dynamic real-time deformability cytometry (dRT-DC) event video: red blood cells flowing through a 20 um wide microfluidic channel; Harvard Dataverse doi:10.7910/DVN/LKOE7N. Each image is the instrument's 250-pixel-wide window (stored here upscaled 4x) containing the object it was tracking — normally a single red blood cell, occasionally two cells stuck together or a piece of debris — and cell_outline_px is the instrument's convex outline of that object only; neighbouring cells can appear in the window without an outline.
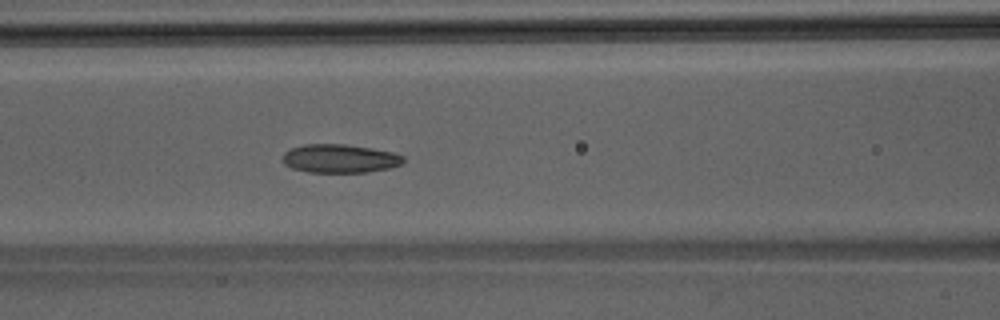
{"species": "Egyptian fruit bat (a non-hibernating species)", "species_latin": "Rousettus aegyptiacus", "temperature_condition": "room temperature", "stored_images_in_passage": 47, "camera_frame_rate_fps": 3000, "um_per_image_px": 0.085, "animal": {"sex": "male"}, "frame": {"image": 1, "passage_image": 20, "time_ms": 6.333, "image_size_px": [1000, 320], "cell_outline_px": [[404, 160], [400, 164], [388, 168], [368, 172], [308, 172], [292, 168], [284, 164], [280, 160], [284, 152], [292, 148], [304, 144], [344, 144], [372, 148], [396, 152], [404, 156]], "centroid_in_image_um": [28.86, 13.47], "position_along_channel_um": 137.7, "area_um2": 20.23}}
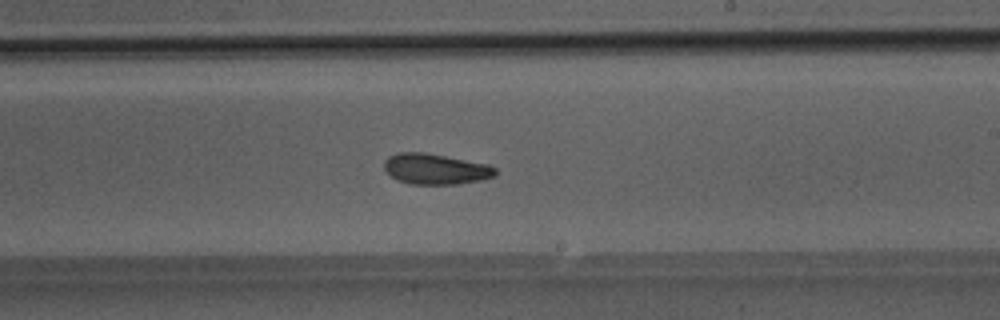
{"frame": {"image": 2, "passage_image": 28, "time_ms": 9.0, "image_size_px": [1000, 320], "cell_outline_px": [[496, 176], [480, 180], [456, 184], [408, 184], [396, 180], [384, 168], [384, 160], [388, 156], [396, 152], [424, 152], [488, 164], [496, 168]], "centroid_in_image_um": [37.0, 14.36], "position_along_channel_um": 252.0, "area_um2": 19.94}}
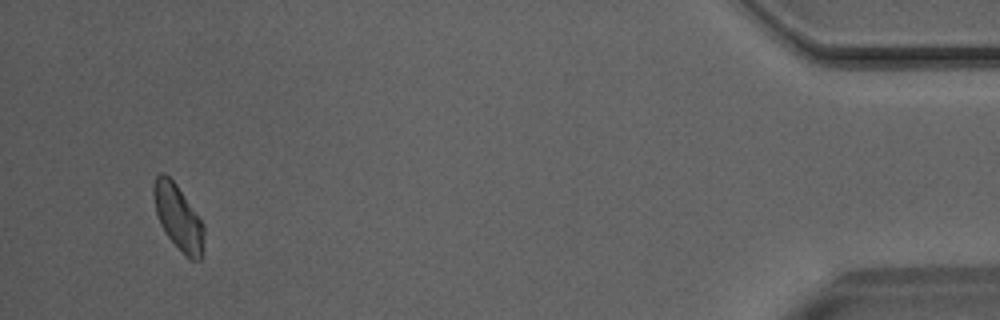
{"frame": {"image": 3, "passage_image": 45, "time_ms": 14.667, "image_size_px": [1000, 320], "cell_outline_px": [[204, 232], [200, 260], [192, 260], [164, 232], [160, 224], [156, 212], [152, 196], [152, 188], [156, 176], [160, 172], [164, 172], [176, 184], [204, 224]], "centroid_in_image_um": [15.11, 18.41], "position_along_channel_um": 420.1, "area_um2": 18.73}}